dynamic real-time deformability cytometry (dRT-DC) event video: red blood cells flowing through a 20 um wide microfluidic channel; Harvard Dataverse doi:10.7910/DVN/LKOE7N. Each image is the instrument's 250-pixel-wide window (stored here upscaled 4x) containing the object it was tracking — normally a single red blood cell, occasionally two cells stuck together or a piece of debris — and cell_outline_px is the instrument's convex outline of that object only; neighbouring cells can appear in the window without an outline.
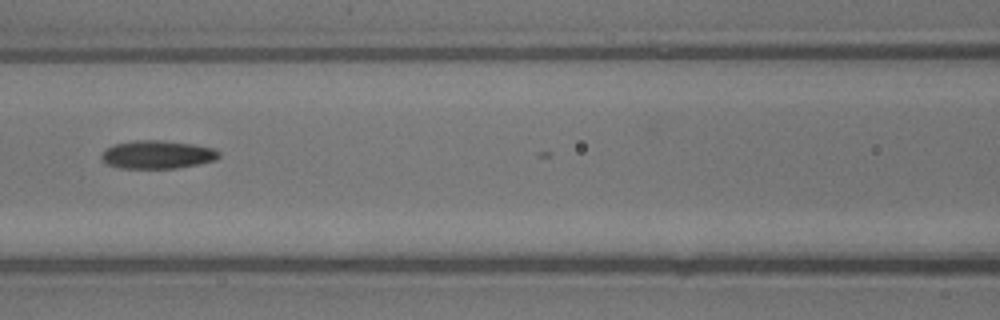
{"species": "common noctule bat (a hibernating species)", "species_latin": "Nyctalus noctula", "temperature_condition": "warm", "stored_images_in_passage": 7, "camera_frame_rate_fps": 3000, "um_per_image_px": 0.085, "animal": {"sex": "male", "body_mass_g": 13.3}, "frame": {"image": 1, "passage_image": 4, "time_ms": 1.0, "image_size_px": [1000, 320], "cell_outline_px": [[220, 156], [216, 160], [176, 168], [120, 168], [108, 164], [100, 160], [100, 156], [108, 148], [116, 144], [136, 140], [160, 140], [192, 144], [216, 148], [220, 152]], "centroid_in_image_um": [13.4, 13.14], "position_along_channel_um": 153.2, "area_um2": 19.19}}
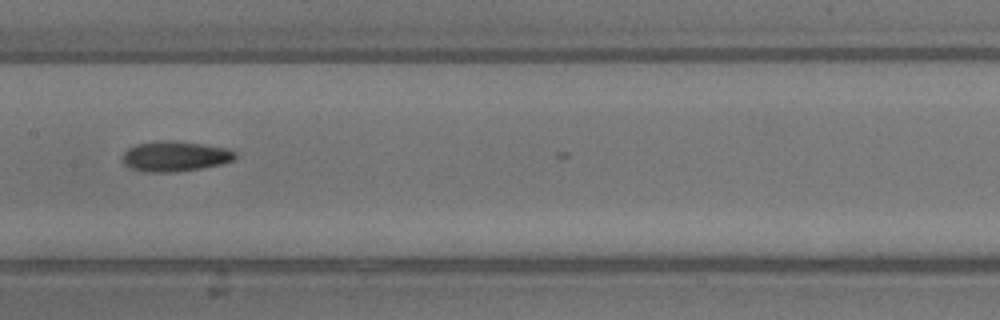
{"frame": {"image": 2, "passage_image": 6, "time_ms": 1.667, "image_size_px": [1000, 320], "cell_outline_px": [[236, 156], [232, 160], [220, 164], [200, 168], [176, 172], [144, 172], [128, 168], [124, 164], [120, 156], [128, 148], [136, 144], [156, 140], [176, 140], [228, 148], [236, 152]], "centroid_in_image_um": [14.81, 13.27], "position_along_channel_um": 192.6, "area_um2": 20.17}}